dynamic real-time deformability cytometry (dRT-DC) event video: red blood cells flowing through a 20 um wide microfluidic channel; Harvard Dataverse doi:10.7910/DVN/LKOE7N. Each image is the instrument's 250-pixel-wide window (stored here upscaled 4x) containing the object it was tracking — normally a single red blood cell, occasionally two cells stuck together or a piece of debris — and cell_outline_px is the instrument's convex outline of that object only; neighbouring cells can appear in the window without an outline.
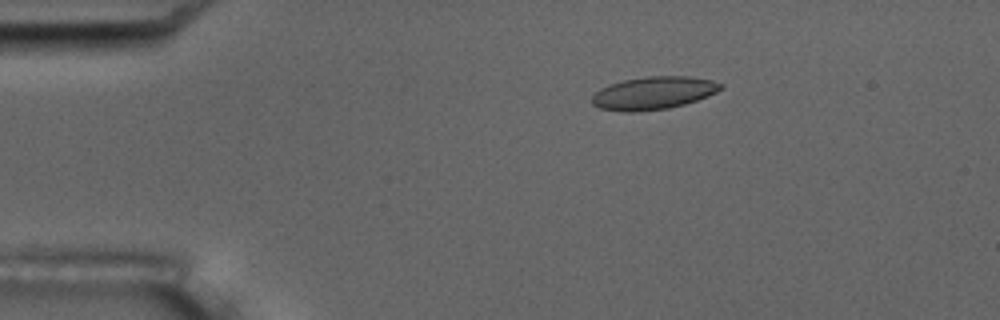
{"species": "common noctule bat (a hibernating species)", "species_latin": "Nyctalus noctula", "temperature_condition": "room temperature", "stored_images_in_passage": 5, "camera_frame_rate_fps": 3000, "um_per_image_px": 0.085, "animal": {"sex": "male", "body_mass_g": 17.5, "forearm_length_mm": 52.3}, "frame": {"image": 1, "passage_image": 3, "time_ms": 2.333, "image_size_px": [1000, 320], "cell_outline_px": [[724, 88], [708, 96], [684, 104], [668, 108], [636, 112], [624, 112], [600, 108], [592, 104], [592, 96], [600, 88], [608, 84], [624, 80], [648, 76], [688, 76], [712, 80], [724, 84]], "centroid_in_image_um": [55.55, 7.9], "position_along_channel_um": 29.5, "area_um2": 24.68}}